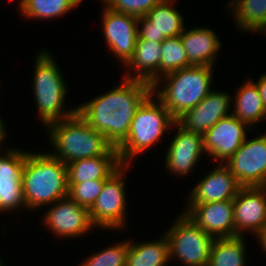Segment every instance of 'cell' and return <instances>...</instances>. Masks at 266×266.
Returning <instances> with one entry per match:
<instances>
[{
	"instance_id": "17",
	"label": "cell",
	"mask_w": 266,
	"mask_h": 266,
	"mask_svg": "<svg viewBox=\"0 0 266 266\" xmlns=\"http://www.w3.org/2000/svg\"><path fill=\"white\" fill-rule=\"evenodd\" d=\"M208 172L190 189L186 204L234 200L237 196L242 186L225 164L216 163Z\"/></svg>"
},
{
	"instance_id": "35",
	"label": "cell",
	"mask_w": 266,
	"mask_h": 266,
	"mask_svg": "<svg viewBox=\"0 0 266 266\" xmlns=\"http://www.w3.org/2000/svg\"><path fill=\"white\" fill-rule=\"evenodd\" d=\"M12 1V0H10ZM18 1V7H17V10H20L22 7H23V4H24V1L25 0H17Z\"/></svg>"
},
{
	"instance_id": "28",
	"label": "cell",
	"mask_w": 266,
	"mask_h": 266,
	"mask_svg": "<svg viewBox=\"0 0 266 266\" xmlns=\"http://www.w3.org/2000/svg\"><path fill=\"white\" fill-rule=\"evenodd\" d=\"M128 239L114 241L111 245H106L98 251H90L86 259H82L81 263L77 266H126L127 253L130 247ZM92 252V253H91Z\"/></svg>"
},
{
	"instance_id": "12",
	"label": "cell",
	"mask_w": 266,
	"mask_h": 266,
	"mask_svg": "<svg viewBox=\"0 0 266 266\" xmlns=\"http://www.w3.org/2000/svg\"><path fill=\"white\" fill-rule=\"evenodd\" d=\"M257 131L225 163L242 187L266 186V132Z\"/></svg>"
},
{
	"instance_id": "27",
	"label": "cell",
	"mask_w": 266,
	"mask_h": 266,
	"mask_svg": "<svg viewBox=\"0 0 266 266\" xmlns=\"http://www.w3.org/2000/svg\"><path fill=\"white\" fill-rule=\"evenodd\" d=\"M81 3L80 0H25L18 13L25 20L53 21L73 12Z\"/></svg>"
},
{
	"instance_id": "9",
	"label": "cell",
	"mask_w": 266,
	"mask_h": 266,
	"mask_svg": "<svg viewBox=\"0 0 266 266\" xmlns=\"http://www.w3.org/2000/svg\"><path fill=\"white\" fill-rule=\"evenodd\" d=\"M45 210L43 216L41 214V225L57 239H79L97 230L91 222L89 209L80 206L69 196L57 200Z\"/></svg>"
},
{
	"instance_id": "11",
	"label": "cell",
	"mask_w": 266,
	"mask_h": 266,
	"mask_svg": "<svg viewBox=\"0 0 266 266\" xmlns=\"http://www.w3.org/2000/svg\"><path fill=\"white\" fill-rule=\"evenodd\" d=\"M102 4L101 8V33H103V41L110 53L124 67L133 57L137 34L138 17L118 13ZM103 31V32H102Z\"/></svg>"
},
{
	"instance_id": "37",
	"label": "cell",
	"mask_w": 266,
	"mask_h": 266,
	"mask_svg": "<svg viewBox=\"0 0 266 266\" xmlns=\"http://www.w3.org/2000/svg\"><path fill=\"white\" fill-rule=\"evenodd\" d=\"M81 2H83L84 0H80ZM97 1H99L100 3L102 2H104L105 0H97Z\"/></svg>"
},
{
	"instance_id": "8",
	"label": "cell",
	"mask_w": 266,
	"mask_h": 266,
	"mask_svg": "<svg viewBox=\"0 0 266 266\" xmlns=\"http://www.w3.org/2000/svg\"><path fill=\"white\" fill-rule=\"evenodd\" d=\"M163 233L169 242L170 262L182 266H208L215 238L203 231L183 211ZM174 260V261H173Z\"/></svg>"
},
{
	"instance_id": "33",
	"label": "cell",
	"mask_w": 266,
	"mask_h": 266,
	"mask_svg": "<svg viewBox=\"0 0 266 266\" xmlns=\"http://www.w3.org/2000/svg\"><path fill=\"white\" fill-rule=\"evenodd\" d=\"M252 81L256 84L263 104L266 108V72L262 73L257 81H255L254 79Z\"/></svg>"
},
{
	"instance_id": "22",
	"label": "cell",
	"mask_w": 266,
	"mask_h": 266,
	"mask_svg": "<svg viewBox=\"0 0 266 266\" xmlns=\"http://www.w3.org/2000/svg\"><path fill=\"white\" fill-rule=\"evenodd\" d=\"M242 83L232 95L231 114L257 134L256 125L266 122V108L251 76Z\"/></svg>"
},
{
	"instance_id": "13",
	"label": "cell",
	"mask_w": 266,
	"mask_h": 266,
	"mask_svg": "<svg viewBox=\"0 0 266 266\" xmlns=\"http://www.w3.org/2000/svg\"><path fill=\"white\" fill-rule=\"evenodd\" d=\"M25 160L26 149L22 147L0 150V214L13 216L21 210L27 211L22 189Z\"/></svg>"
},
{
	"instance_id": "5",
	"label": "cell",
	"mask_w": 266,
	"mask_h": 266,
	"mask_svg": "<svg viewBox=\"0 0 266 266\" xmlns=\"http://www.w3.org/2000/svg\"><path fill=\"white\" fill-rule=\"evenodd\" d=\"M44 128L46 139L53 149L51 152L49 149L48 153L66 165L79 159L104 155L112 147L105 136L89 126L77 112Z\"/></svg>"
},
{
	"instance_id": "32",
	"label": "cell",
	"mask_w": 266,
	"mask_h": 266,
	"mask_svg": "<svg viewBox=\"0 0 266 266\" xmlns=\"http://www.w3.org/2000/svg\"><path fill=\"white\" fill-rule=\"evenodd\" d=\"M6 120L3 119V117L0 114V149H12L14 147H16L15 145L13 146H9V143H7L8 145L6 146V139H8L9 136V132H7L8 129H6Z\"/></svg>"
},
{
	"instance_id": "15",
	"label": "cell",
	"mask_w": 266,
	"mask_h": 266,
	"mask_svg": "<svg viewBox=\"0 0 266 266\" xmlns=\"http://www.w3.org/2000/svg\"><path fill=\"white\" fill-rule=\"evenodd\" d=\"M177 2L178 0H162L145 16L138 17V39L161 43L168 37L180 36L187 23L181 9L175 7Z\"/></svg>"
},
{
	"instance_id": "26",
	"label": "cell",
	"mask_w": 266,
	"mask_h": 266,
	"mask_svg": "<svg viewBox=\"0 0 266 266\" xmlns=\"http://www.w3.org/2000/svg\"><path fill=\"white\" fill-rule=\"evenodd\" d=\"M246 244L245 236L215 238L208 266H248L246 265L248 260Z\"/></svg>"
},
{
	"instance_id": "25",
	"label": "cell",
	"mask_w": 266,
	"mask_h": 266,
	"mask_svg": "<svg viewBox=\"0 0 266 266\" xmlns=\"http://www.w3.org/2000/svg\"><path fill=\"white\" fill-rule=\"evenodd\" d=\"M134 240L129 238L126 266H167L170 263L169 242L165 234L148 241Z\"/></svg>"
},
{
	"instance_id": "6",
	"label": "cell",
	"mask_w": 266,
	"mask_h": 266,
	"mask_svg": "<svg viewBox=\"0 0 266 266\" xmlns=\"http://www.w3.org/2000/svg\"><path fill=\"white\" fill-rule=\"evenodd\" d=\"M176 120L162 102L151 93L139 106L131 122L127 138L117 147L121 164L135 165L137 156L155 148ZM162 140V141H161Z\"/></svg>"
},
{
	"instance_id": "31",
	"label": "cell",
	"mask_w": 266,
	"mask_h": 266,
	"mask_svg": "<svg viewBox=\"0 0 266 266\" xmlns=\"http://www.w3.org/2000/svg\"><path fill=\"white\" fill-rule=\"evenodd\" d=\"M161 1L162 0H105L103 4L115 12L142 17Z\"/></svg>"
},
{
	"instance_id": "19",
	"label": "cell",
	"mask_w": 266,
	"mask_h": 266,
	"mask_svg": "<svg viewBox=\"0 0 266 266\" xmlns=\"http://www.w3.org/2000/svg\"><path fill=\"white\" fill-rule=\"evenodd\" d=\"M184 205L181 211L207 234L214 238L235 237L233 200Z\"/></svg>"
},
{
	"instance_id": "14",
	"label": "cell",
	"mask_w": 266,
	"mask_h": 266,
	"mask_svg": "<svg viewBox=\"0 0 266 266\" xmlns=\"http://www.w3.org/2000/svg\"><path fill=\"white\" fill-rule=\"evenodd\" d=\"M252 131L232 114L220 119L203 134L207 159L210 158L213 163L225 164Z\"/></svg>"
},
{
	"instance_id": "23",
	"label": "cell",
	"mask_w": 266,
	"mask_h": 266,
	"mask_svg": "<svg viewBox=\"0 0 266 266\" xmlns=\"http://www.w3.org/2000/svg\"><path fill=\"white\" fill-rule=\"evenodd\" d=\"M121 165L117 148L112 146L104 155L67 164L68 183L106 180Z\"/></svg>"
},
{
	"instance_id": "21",
	"label": "cell",
	"mask_w": 266,
	"mask_h": 266,
	"mask_svg": "<svg viewBox=\"0 0 266 266\" xmlns=\"http://www.w3.org/2000/svg\"><path fill=\"white\" fill-rule=\"evenodd\" d=\"M161 50L160 42L137 38L133 57L124 66L123 77L153 85L161 78Z\"/></svg>"
},
{
	"instance_id": "18",
	"label": "cell",
	"mask_w": 266,
	"mask_h": 266,
	"mask_svg": "<svg viewBox=\"0 0 266 266\" xmlns=\"http://www.w3.org/2000/svg\"><path fill=\"white\" fill-rule=\"evenodd\" d=\"M216 90V91H215ZM232 94L213 89L199 104L182 114L176 122L189 132L204 134L220 119L231 114Z\"/></svg>"
},
{
	"instance_id": "7",
	"label": "cell",
	"mask_w": 266,
	"mask_h": 266,
	"mask_svg": "<svg viewBox=\"0 0 266 266\" xmlns=\"http://www.w3.org/2000/svg\"><path fill=\"white\" fill-rule=\"evenodd\" d=\"M132 165L122 164L104 182L101 193L89 209L92 224L100 231H125L129 226L126 175ZM127 196V197H126ZM126 228V229H125Z\"/></svg>"
},
{
	"instance_id": "29",
	"label": "cell",
	"mask_w": 266,
	"mask_h": 266,
	"mask_svg": "<svg viewBox=\"0 0 266 266\" xmlns=\"http://www.w3.org/2000/svg\"><path fill=\"white\" fill-rule=\"evenodd\" d=\"M161 77L192 66L187 59L186 50L180 36L168 37L161 42Z\"/></svg>"
},
{
	"instance_id": "4",
	"label": "cell",
	"mask_w": 266,
	"mask_h": 266,
	"mask_svg": "<svg viewBox=\"0 0 266 266\" xmlns=\"http://www.w3.org/2000/svg\"><path fill=\"white\" fill-rule=\"evenodd\" d=\"M215 67L189 66L169 73L152 85V93L177 120L199 104L214 88Z\"/></svg>"
},
{
	"instance_id": "36",
	"label": "cell",
	"mask_w": 266,
	"mask_h": 266,
	"mask_svg": "<svg viewBox=\"0 0 266 266\" xmlns=\"http://www.w3.org/2000/svg\"><path fill=\"white\" fill-rule=\"evenodd\" d=\"M3 261L5 260L2 258V256H0V266H6V264H4L5 262Z\"/></svg>"
},
{
	"instance_id": "16",
	"label": "cell",
	"mask_w": 266,
	"mask_h": 266,
	"mask_svg": "<svg viewBox=\"0 0 266 266\" xmlns=\"http://www.w3.org/2000/svg\"><path fill=\"white\" fill-rule=\"evenodd\" d=\"M233 204L235 237L255 238L266 228V186L241 187Z\"/></svg>"
},
{
	"instance_id": "3",
	"label": "cell",
	"mask_w": 266,
	"mask_h": 266,
	"mask_svg": "<svg viewBox=\"0 0 266 266\" xmlns=\"http://www.w3.org/2000/svg\"><path fill=\"white\" fill-rule=\"evenodd\" d=\"M34 60V74L30 85L38 120L45 127L51 122L73 116L77 112V106H66L69 87L56 58L49 49L42 48L37 51Z\"/></svg>"
},
{
	"instance_id": "34",
	"label": "cell",
	"mask_w": 266,
	"mask_h": 266,
	"mask_svg": "<svg viewBox=\"0 0 266 266\" xmlns=\"http://www.w3.org/2000/svg\"><path fill=\"white\" fill-rule=\"evenodd\" d=\"M257 244L263 254L266 256V228L255 237Z\"/></svg>"
},
{
	"instance_id": "2",
	"label": "cell",
	"mask_w": 266,
	"mask_h": 266,
	"mask_svg": "<svg viewBox=\"0 0 266 266\" xmlns=\"http://www.w3.org/2000/svg\"><path fill=\"white\" fill-rule=\"evenodd\" d=\"M22 189L26 213L52 205L68 196L67 165L47 151L26 149Z\"/></svg>"
},
{
	"instance_id": "1",
	"label": "cell",
	"mask_w": 266,
	"mask_h": 266,
	"mask_svg": "<svg viewBox=\"0 0 266 266\" xmlns=\"http://www.w3.org/2000/svg\"><path fill=\"white\" fill-rule=\"evenodd\" d=\"M120 78L109 91L77 104V113L116 148L127 138L137 109L152 93L148 82Z\"/></svg>"
},
{
	"instance_id": "10",
	"label": "cell",
	"mask_w": 266,
	"mask_h": 266,
	"mask_svg": "<svg viewBox=\"0 0 266 266\" xmlns=\"http://www.w3.org/2000/svg\"><path fill=\"white\" fill-rule=\"evenodd\" d=\"M176 128V129H175ZM174 135L166 147L164 154V170L176 176L183 178L191 176L190 174L197 169L203 157L207 156L204 148V136L197 132H189L181 127L177 122L171 128ZM203 156V157H202Z\"/></svg>"
},
{
	"instance_id": "24",
	"label": "cell",
	"mask_w": 266,
	"mask_h": 266,
	"mask_svg": "<svg viewBox=\"0 0 266 266\" xmlns=\"http://www.w3.org/2000/svg\"><path fill=\"white\" fill-rule=\"evenodd\" d=\"M225 9L233 18L235 31L258 33L266 29V0H229ZM227 5V6H226Z\"/></svg>"
},
{
	"instance_id": "30",
	"label": "cell",
	"mask_w": 266,
	"mask_h": 266,
	"mask_svg": "<svg viewBox=\"0 0 266 266\" xmlns=\"http://www.w3.org/2000/svg\"><path fill=\"white\" fill-rule=\"evenodd\" d=\"M106 180H92L84 183H68V196L78 203L90 209L101 193Z\"/></svg>"
},
{
	"instance_id": "20",
	"label": "cell",
	"mask_w": 266,
	"mask_h": 266,
	"mask_svg": "<svg viewBox=\"0 0 266 266\" xmlns=\"http://www.w3.org/2000/svg\"><path fill=\"white\" fill-rule=\"evenodd\" d=\"M186 29L185 27L180 37L188 62L193 66L216 67L223 44L215 29L198 24Z\"/></svg>"
}]
</instances>
